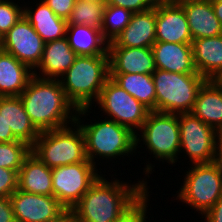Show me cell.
<instances>
[{
  "mask_svg": "<svg viewBox=\"0 0 222 222\" xmlns=\"http://www.w3.org/2000/svg\"><path fill=\"white\" fill-rule=\"evenodd\" d=\"M147 162L143 169L145 179H139L138 183L130 184L118 178L108 181L102 173L71 211L80 222H114L149 188L146 176L150 177L149 173H153L155 166Z\"/></svg>",
  "mask_w": 222,
  "mask_h": 222,
  "instance_id": "obj_1",
  "label": "cell"
},
{
  "mask_svg": "<svg viewBox=\"0 0 222 222\" xmlns=\"http://www.w3.org/2000/svg\"><path fill=\"white\" fill-rule=\"evenodd\" d=\"M19 97L39 132L62 128L76 120L77 109L67 99L58 79L33 75Z\"/></svg>",
  "mask_w": 222,
  "mask_h": 222,
  "instance_id": "obj_2",
  "label": "cell"
},
{
  "mask_svg": "<svg viewBox=\"0 0 222 222\" xmlns=\"http://www.w3.org/2000/svg\"><path fill=\"white\" fill-rule=\"evenodd\" d=\"M90 110L91 107L78 109L75 122L84 135L86 156L91 163L97 166L99 159L111 162L114 158L130 157L137 151L136 134L130 128L108 118L84 124L85 115H89Z\"/></svg>",
  "mask_w": 222,
  "mask_h": 222,
  "instance_id": "obj_3",
  "label": "cell"
},
{
  "mask_svg": "<svg viewBox=\"0 0 222 222\" xmlns=\"http://www.w3.org/2000/svg\"><path fill=\"white\" fill-rule=\"evenodd\" d=\"M108 78L109 56L100 54L77 55L74 63L58 80L67 99L78 110L92 108Z\"/></svg>",
  "mask_w": 222,
  "mask_h": 222,
  "instance_id": "obj_4",
  "label": "cell"
},
{
  "mask_svg": "<svg viewBox=\"0 0 222 222\" xmlns=\"http://www.w3.org/2000/svg\"><path fill=\"white\" fill-rule=\"evenodd\" d=\"M31 152L49 168L90 162L86 156L84 135L76 122L40 132Z\"/></svg>",
  "mask_w": 222,
  "mask_h": 222,
  "instance_id": "obj_5",
  "label": "cell"
},
{
  "mask_svg": "<svg viewBox=\"0 0 222 222\" xmlns=\"http://www.w3.org/2000/svg\"><path fill=\"white\" fill-rule=\"evenodd\" d=\"M156 92V112H191L198 90L206 81L199 73L180 74L156 69L152 74Z\"/></svg>",
  "mask_w": 222,
  "mask_h": 222,
  "instance_id": "obj_6",
  "label": "cell"
},
{
  "mask_svg": "<svg viewBox=\"0 0 222 222\" xmlns=\"http://www.w3.org/2000/svg\"><path fill=\"white\" fill-rule=\"evenodd\" d=\"M189 165L175 199L203 216L222 197V167L218 161Z\"/></svg>",
  "mask_w": 222,
  "mask_h": 222,
  "instance_id": "obj_7",
  "label": "cell"
},
{
  "mask_svg": "<svg viewBox=\"0 0 222 222\" xmlns=\"http://www.w3.org/2000/svg\"><path fill=\"white\" fill-rule=\"evenodd\" d=\"M136 134V148L142 141L153 154L155 161L167 162L175 166L180 152V129L178 114L150 111L142 128ZM142 138V139H141ZM179 156V157H178ZM175 163V164H174ZM174 164V165H173Z\"/></svg>",
  "mask_w": 222,
  "mask_h": 222,
  "instance_id": "obj_8",
  "label": "cell"
},
{
  "mask_svg": "<svg viewBox=\"0 0 222 222\" xmlns=\"http://www.w3.org/2000/svg\"><path fill=\"white\" fill-rule=\"evenodd\" d=\"M180 153L192 164L212 163L218 159L219 134L191 112L179 113Z\"/></svg>",
  "mask_w": 222,
  "mask_h": 222,
  "instance_id": "obj_9",
  "label": "cell"
},
{
  "mask_svg": "<svg viewBox=\"0 0 222 222\" xmlns=\"http://www.w3.org/2000/svg\"><path fill=\"white\" fill-rule=\"evenodd\" d=\"M96 104L94 106L99 105V110L103 111L105 116L107 115L105 118L130 128L135 134L142 128L150 112L110 77L106 80Z\"/></svg>",
  "mask_w": 222,
  "mask_h": 222,
  "instance_id": "obj_10",
  "label": "cell"
},
{
  "mask_svg": "<svg viewBox=\"0 0 222 222\" xmlns=\"http://www.w3.org/2000/svg\"><path fill=\"white\" fill-rule=\"evenodd\" d=\"M91 162H78L52 168L53 196L72 210L102 175Z\"/></svg>",
  "mask_w": 222,
  "mask_h": 222,
  "instance_id": "obj_11",
  "label": "cell"
},
{
  "mask_svg": "<svg viewBox=\"0 0 222 222\" xmlns=\"http://www.w3.org/2000/svg\"><path fill=\"white\" fill-rule=\"evenodd\" d=\"M45 42L22 16L3 36L1 50L15 56L21 63L34 71L41 62Z\"/></svg>",
  "mask_w": 222,
  "mask_h": 222,
  "instance_id": "obj_12",
  "label": "cell"
},
{
  "mask_svg": "<svg viewBox=\"0 0 222 222\" xmlns=\"http://www.w3.org/2000/svg\"><path fill=\"white\" fill-rule=\"evenodd\" d=\"M10 199L16 222H53L67 211L54 196L17 189Z\"/></svg>",
  "mask_w": 222,
  "mask_h": 222,
  "instance_id": "obj_13",
  "label": "cell"
},
{
  "mask_svg": "<svg viewBox=\"0 0 222 222\" xmlns=\"http://www.w3.org/2000/svg\"><path fill=\"white\" fill-rule=\"evenodd\" d=\"M156 42L191 44L187 16L180 4H156Z\"/></svg>",
  "mask_w": 222,
  "mask_h": 222,
  "instance_id": "obj_14",
  "label": "cell"
},
{
  "mask_svg": "<svg viewBox=\"0 0 222 222\" xmlns=\"http://www.w3.org/2000/svg\"><path fill=\"white\" fill-rule=\"evenodd\" d=\"M109 74H153L156 70L152 48L108 47Z\"/></svg>",
  "mask_w": 222,
  "mask_h": 222,
  "instance_id": "obj_15",
  "label": "cell"
},
{
  "mask_svg": "<svg viewBox=\"0 0 222 222\" xmlns=\"http://www.w3.org/2000/svg\"><path fill=\"white\" fill-rule=\"evenodd\" d=\"M156 5L150 9L133 13L127 27L108 47H147L156 42Z\"/></svg>",
  "mask_w": 222,
  "mask_h": 222,
  "instance_id": "obj_16",
  "label": "cell"
},
{
  "mask_svg": "<svg viewBox=\"0 0 222 222\" xmlns=\"http://www.w3.org/2000/svg\"><path fill=\"white\" fill-rule=\"evenodd\" d=\"M76 57L77 54L70 47L66 37L47 42L44 45L41 62L33 74L40 78L58 79L74 63Z\"/></svg>",
  "mask_w": 222,
  "mask_h": 222,
  "instance_id": "obj_17",
  "label": "cell"
},
{
  "mask_svg": "<svg viewBox=\"0 0 222 222\" xmlns=\"http://www.w3.org/2000/svg\"><path fill=\"white\" fill-rule=\"evenodd\" d=\"M152 51L156 69L180 74L198 73L191 44L155 42Z\"/></svg>",
  "mask_w": 222,
  "mask_h": 222,
  "instance_id": "obj_18",
  "label": "cell"
},
{
  "mask_svg": "<svg viewBox=\"0 0 222 222\" xmlns=\"http://www.w3.org/2000/svg\"><path fill=\"white\" fill-rule=\"evenodd\" d=\"M191 113L222 135V88L214 80L200 87Z\"/></svg>",
  "mask_w": 222,
  "mask_h": 222,
  "instance_id": "obj_19",
  "label": "cell"
},
{
  "mask_svg": "<svg viewBox=\"0 0 222 222\" xmlns=\"http://www.w3.org/2000/svg\"><path fill=\"white\" fill-rule=\"evenodd\" d=\"M187 16L192 39L222 35V25L216 17L211 0L180 4Z\"/></svg>",
  "mask_w": 222,
  "mask_h": 222,
  "instance_id": "obj_20",
  "label": "cell"
},
{
  "mask_svg": "<svg viewBox=\"0 0 222 222\" xmlns=\"http://www.w3.org/2000/svg\"><path fill=\"white\" fill-rule=\"evenodd\" d=\"M23 5V16L33 26L45 43L66 37L67 20L56 16L43 1H37L36 7ZM33 7V8H32Z\"/></svg>",
  "mask_w": 222,
  "mask_h": 222,
  "instance_id": "obj_21",
  "label": "cell"
},
{
  "mask_svg": "<svg viewBox=\"0 0 222 222\" xmlns=\"http://www.w3.org/2000/svg\"><path fill=\"white\" fill-rule=\"evenodd\" d=\"M193 63L206 80L222 72V35L192 40Z\"/></svg>",
  "mask_w": 222,
  "mask_h": 222,
  "instance_id": "obj_22",
  "label": "cell"
},
{
  "mask_svg": "<svg viewBox=\"0 0 222 222\" xmlns=\"http://www.w3.org/2000/svg\"><path fill=\"white\" fill-rule=\"evenodd\" d=\"M18 190L53 196L52 168L31 152L18 171Z\"/></svg>",
  "mask_w": 222,
  "mask_h": 222,
  "instance_id": "obj_23",
  "label": "cell"
},
{
  "mask_svg": "<svg viewBox=\"0 0 222 222\" xmlns=\"http://www.w3.org/2000/svg\"><path fill=\"white\" fill-rule=\"evenodd\" d=\"M0 113L11 128L13 135L32 146L40 132L30 121L19 96L0 97Z\"/></svg>",
  "mask_w": 222,
  "mask_h": 222,
  "instance_id": "obj_24",
  "label": "cell"
},
{
  "mask_svg": "<svg viewBox=\"0 0 222 222\" xmlns=\"http://www.w3.org/2000/svg\"><path fill=\"white\" fill-rule=\"evenodd\" d=\"M33 75L27 65L0 49V97L20 96Z\"/></svg>",
  "mask_w": 222,
  "mask_h": 222,
  "instance_id": "obj_25",
  "label": "cell"
},
{
  "mask_svg": "<svg viewBox=\"0 0 222 222\" xmlns=\"http://www.w3.org/2000/svg\"><path fill=\"white\" fill-rule=\"evenodd\" d=\"M66 38L77 55L108 54V43L100 30L86 25H67Z\"/></svg>",
  "mask_w": 222,
  "mask_h": 222,
  "instance_id": "obj_26",
  "label": "cell"
},
{
  "mask_svg": "<svg viewBox=\"0 0 222 222\" xmlns=\"http://www.w3.org/2000/svg\"><path fill=\"white\" fill-rule=\"evenodd\" d=\"M109 77L150 111H156V92L152 74H109Z\"/></svg>",
  "mask_w": 222,
  "mask_h": 222,
  "instance_id": "obj_27",
  "label": "cell"
},
{
  "mask_svg": "<svg viewBox=\"0 0 222 222\" xmlns=\"http://www.w3.org/2000/svg\"><path fill=\"white\" fill-rule=\"evenodd\" d=\"M106 2L77 0L67 20L68 25H86L101 31Z\"/></svg>",
  "mask_w": 222,
  "mask_h": 222,
  "instance_id": "obj_28",
  "label": "cell"
},
{
  "mask_svg": "<svg viewBox=\"0 0 222 222\" xmlns=\"http://www.w3.org/2000/svg\"><path fill=\"white\" fill-rule=\"evenodd\" d=\"M130 10L106 4L103 15L101 33L103 39L109 44L114 42L127 27L132 17Z\"/></svg>",
  "mask_w": 222,
  "mask_h": 222,
  "instance_id": "obj_29",
  "label": "cell"
},
{
  "mask_svg": "<svg viewBox=\"0 0 222 222\" xmlns=\"http://www.w3.org/2000/svg\"><path fill=\"white\" fill-rule=\"evenodd\" d=\"M30 153L31 146L24 141L0 142V167L19 170Z\"/></svg>",
  "mask_w": 222,
  "mask_h": 222,
  "instance_id": "obj_30",
  "label": "cell"
},
{
  "mask_svg": "<svg viewBox=\"0 0 222 222\" xmlns=\"http://www.w3.org/2000/svg\"><path fill=\"white\" fill-rule=\"evenodd\" d=\"M148 190L147 188L114 222H148L146 221L147 208L150 204Z\"/></svg>",
  "mask_w": 222,
  "mask_h": 222,
  "instance_id": "obj_31",
  "label": "cell"
},
{
  "mask_svg": "<svg viewBox=\"0 0 222 222\" xmlns=\"http://www.w3.org/2000/svg\"><path fill=\"white\" fill-rule=\"evenodd\" d=\"M21 5L20 2L16 4L13 0H0V35L2 37L23 16V7Z\"/></svg>",
  "mask_w": 222,
  "mask_h": 222,
  "instance_id": "obj_32",
  "label": "cell"
},
{
  "mask_svg": "<svg viewBox=\"0 0 222 222\" xmlns=\"http://www.w3.org/2000/svg\"><path fill=\"white\" fill-rule=\"evenodd\" d=\"M18 171L0 167V198L10 197L18 189Z\"/></svg>",
  "mask_w": 222,
  "mask_h": 222,
  "instance_id": "obj_33",
  "label": "cell"
},
{
  "mask_svg": "<svg viewBox=\"0 0 222 222\" xmlns=\"http://www.w3.org/2000/svg\"><path fill=\"white\" fill-rule=\"evenodd\" d=\"M106 4L123 7L132 13L143 12L154 6L149 0H106Z\"/></svg>",
  "mask_w": 222,
  "mask_h": 222,
  "instance_id": "obj_34",
  "label": "cell"
},
{
  "mask_svg": "<svg viewBox=\"0 0 222 222\" xmlns=\"http://www.w3.org/2000/svg\"><path fill=\"white\" fill-rule=\"evenodd\" d=\"M56 14V16L68 20L77 0H43Z\"/></svg>",
  "mask_w": 222,
  "mask_h": 222,
  "instance_id": "obj_35",
  "label": "cell"
},
{
  "mask_svg": "<svg viewBox=\"0 0 222 222\" xmlns=\"http://www.w3.org/2000/svg\"><path fill=\"white\" fill-rule=\"evenodd\" d=\"M0 222H16L10 197L0 198Z\"/></svg>",
  "mask_w": 222,
  "mask_h": 222,
  "instance_id": "obj_36",
  "label": "cell"
},
{
  "mask_svg": "<svg viewBox=\"0 0 222 222\" xmlns=\"http://www.w3.org/2000/svg\"><path fill=\"white\" fill-rule=\"evenodd\" d=\"M202 218H204V222H222V197L203 215Z\"/></svg>",
  "mask_w": 222,
  "mask_h": 222,
  "instance_id": "obj_37",
  "label": "cell"
},
{
  "mask_svg": "<svg viewBox=\"0 0 222 222\" xmlns=\"http://www.w3.org/2000/svg\"><path fill=\"white\" fill-rule=\"evenodd\" d=\"M13 141H18V139L13 135L11 128H8L3 113H0V142Z\"/></svg>",
  "mask_w": 222,
  "mask_h": 222,
  "instance_id": "obj_38",
  "label": "cell"
},
{
  "mask_svg": "<svg viewBox=\"0 0 222 222\" xmlns=\"http://www.w3.org/2000/svg\"><path fill=\"white\" fill-rule=\"evenodd\" d=\"M53 222H80V221L71 210H67L57 220H54Z\"/></svg>",
  "mask_w": 222,
  "mask_h": 222,
  "instance_id": "obj_39",
  "label": "cell"
},
{
  "mask_svg": "<svg viewBox=\"0 0 222 222\" xmlns=\"http://www.w3.org/2000/svg\"><path fill=\"white\" fill-rule=\"evenodd\" d=\"M216 17L220 20L222 25V0H211Z\"/></svg>",
  "mask_w": 222,
  "mask_h": 222,
  "instance_id": "obj_40",
  "label": "cell"
},
{
  "mask_svg": "<svg viewBox=\"0 0 222 222\" xmlns=\"http://www.w3.org/2000/svg\"><path fill=\"white\" fill-rule=\"evenodd\" d=\"M217 161L220 163L221 167H222V135L220 137V141H219V151H218V159Z\"/></svg>",
  "mask_w": 222,
  "mask_h": 222,
  "instance_id": "obj_41",
  "label": "cell"
},
{
  "mask_svg": "<svg viewBox=\"0 0 222 222\" xmlns=\"http://www.w3.org/2000/svg\"><path fill=\"white\" fill-rule=\"evenodd\" d=\"M222 88V72L213 79Z\"/></svg>",
  "mask_w": 222,
  "mask_h": 222,
  "instance_id": "obj_42",
  "label": "cell"
},
{
  "mask_svg": "<svg viewBox=\"0 0 222 222\" xmlns=\"http://www.w3.org/2000/svg\"><path fill=\"white\" fill-rule=\"evenodd\" d=\"M191 1H203V0H170V2H173L176 4H183V3L191 2Z\"/></svg>",
  "mask_w": 222,
  "mask_h": 222,
  "instance_id": "obj_43",
  "label": "cell"
},
{
  "mask_svg": "<svg viewBox=\"0 0 222 222\" xmlns=\"http://www.w3.org/2000/svg\"><path fill=\"white\" fill-rule=\"evenodd\" d=\"M153 5L170 2V0H149Z\"/></svg>",
  "mask_w": 222,
  "mask_h": 222,
  "instance_id": "obj_44",
  "label": "cell"
},
{
  "mask_svg": "<svg viewBox=\"0 0 222 222\" xmlns=\"http://www.w3.org/2000/svg\"><path fill=\"white\" fill-rule=\"evenodd\" d=\"M84 2H106V0H79Z\"/></svg>",
  "mask_w": 222,
  "mask_h": 222,
  "instance_id": "obj_45",
  "label": "cell"
},
{
  "mask_svg": "<svg viewBox=\"0 0 222 222\" xmlns=\"http://www.w3.org/2000/svg\"><path fill=\"white\" fill-rule=\"evenodd\" d=\"M2 42H3V37L0 35V48H1Z\"/></svg>",
  "mask_w": 222,
  "mask_h": 222,
  "instance_id": "obj_46",
  "label": "cell"
}]
</instances>
